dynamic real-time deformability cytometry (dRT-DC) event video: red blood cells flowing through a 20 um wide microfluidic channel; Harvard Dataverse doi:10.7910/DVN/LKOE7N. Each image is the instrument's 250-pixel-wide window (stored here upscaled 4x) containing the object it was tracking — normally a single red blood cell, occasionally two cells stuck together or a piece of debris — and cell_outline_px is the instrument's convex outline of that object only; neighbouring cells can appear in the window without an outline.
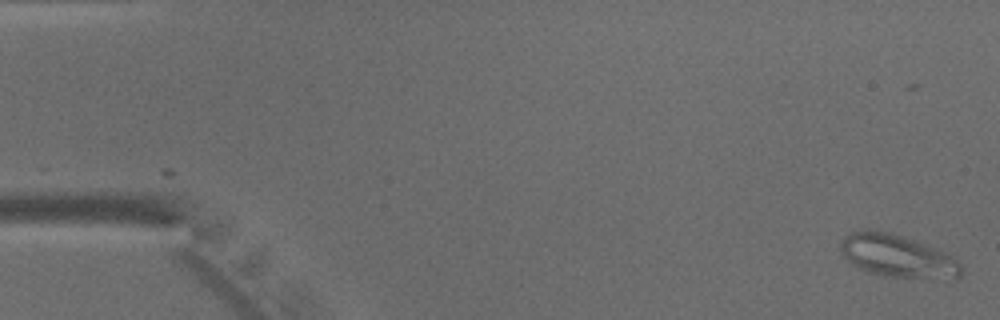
{"species": "common noctule bat (a hibernating species)", "species_latin": "Nyctalus noctula", "temperature_condition": "warm", "stored_images_in_passage": 7, "camera_frame_rate_fps": 3000, "um_per_image_px": 0.085, "animal": {"sex": "male", "body_mass_g": 15.6}, "frame": {"image": 1, "passage_image": 1, "time_ms": 0.0, "image_size_px": [1000, 320], "cell_outline_px": [[964, 272], [960, 276], [884, 276], [868, 272], [848, 264], [840, 248], [840, 244], [844, 236], [852, 232], [864, 228], [868, 228], [892, 232], [904, 236], [944, 252], [952, 256], [960, 264]], "centroid_in_image_um": [76.16, 21.7], "position_along_channel_um": 8.8, "area_um2": 29.54}}
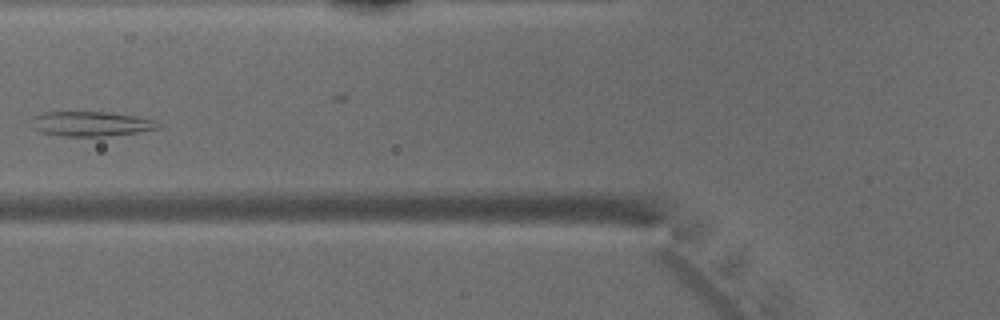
{"frame": {"image": 2, "passage_image": 6, "time_ms": 6.0, "image_size_px": [1000, 320], "cell_outline_px": [[160, 128], [136, 132], [104, 136], [64, 136], [40, 132], [32, 128], [32, 116], [44, 112], [108, 112], [136, 116], [156, 120], [160, 124]], "centroid_in_image_um": [7.71, 10.52], "position_along_channel_um": 118.1, "area_um2": 18.26}}